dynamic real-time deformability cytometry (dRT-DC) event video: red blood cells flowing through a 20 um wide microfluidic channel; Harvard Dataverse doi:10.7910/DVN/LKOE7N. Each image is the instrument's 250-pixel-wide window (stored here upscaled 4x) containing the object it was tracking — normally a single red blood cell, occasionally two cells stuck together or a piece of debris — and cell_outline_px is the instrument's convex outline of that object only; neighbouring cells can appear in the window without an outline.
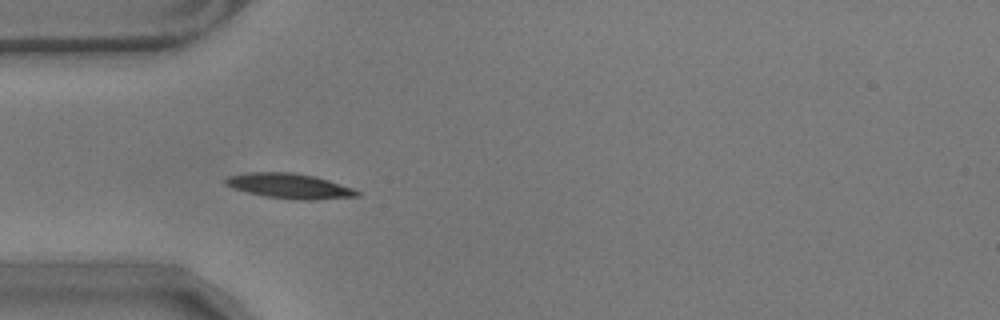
{"species": "common noctule bat (a hibernating species)", "species_latin": "Nyctalus noctula", "temperature_condition": "warm", "stored_images_in_passage": 42, "camera_frame_rate_fps": 3000, "um_per_image_px": 0.085, "animal": {"sex": "male", "body_mass_g": 17.9}, "frame": {"image": 1, "passage_image": 12, "time_ms": 3.667, "image_size_px": [1000, 320], "cell_outline_px": [[360, 196], [316, 200], [296, 200], [264, 196], [232, 188], [224, 184], [224, 180], [228, 176], [252, 172], [292, 172], [316, 176], [352, 188], [360, 192]], "centroid_in_image_um": [24.61, 15.81], "position_along_channel_um": 60.4, "area_um2": 19.25}}
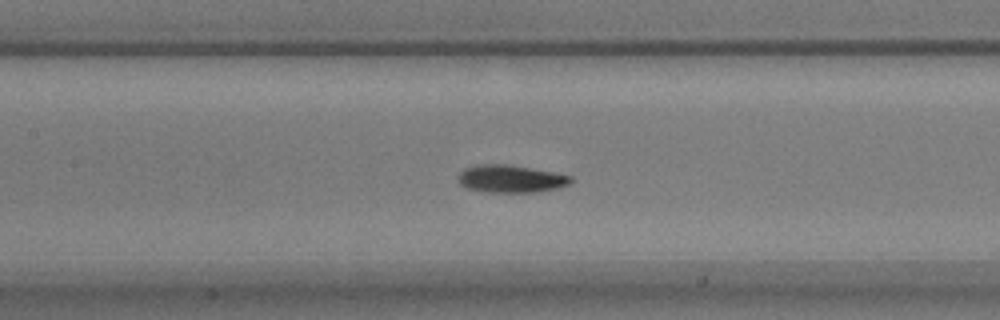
{"frame": {"image": 2, "passage_image": 21, "time_ms": 6.667, "image_size_px": [1000, 320], "cell_outline_px": [[572, 180], [568, 184], [560, 188], [536, 192], [484, 192], [468, 188], [460, 184], [460, 172], [464, 168], [476, 164], [512, 164], [572, 176]], "centroid_in_image_um": [43.43, 15.19], "position_along_channel_um": 164.0, "area_um2": 18.15}}
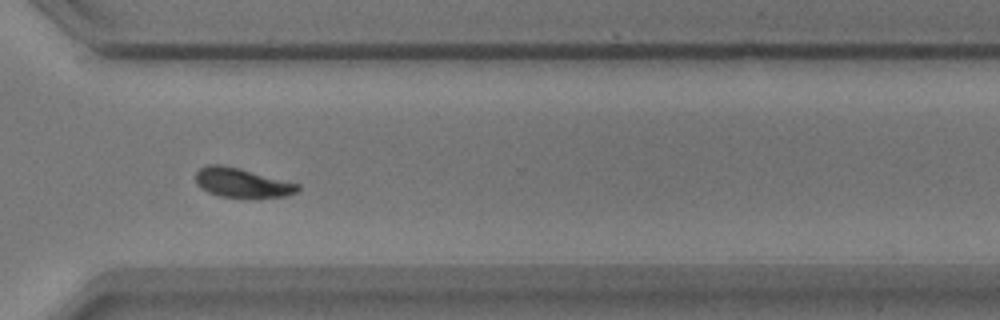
{"frame": {"image": 3, "passage_image": 37, "time_ms": 12.0, "image_size_px": [1000, 320], "cell_outline_px": [[300, 188], [296, 192], [288, 196], [256, 200], [220, 196], [208, 192], [200, 188], [196, 184], [196, 172], [200, 168], [208, 164], [220, 164], [240, 168], [300, 184]], "centroid_in_image_um": [20.6, 15.57], "position_along_channel_um": 350.0, "area_um2": 18.15}, "authors_computed_cell_mechanics": {"area_um2": 17.8891, "velocity_mm_per_s": 3.4911, "shape_relaxation_time_tau1_ms": 2.9276, "shape_relaxation_time_tau2_ms": 2.6367, "deformation_change_tau1": 0.1434, "deformation_change_tau2": 0.0626}}